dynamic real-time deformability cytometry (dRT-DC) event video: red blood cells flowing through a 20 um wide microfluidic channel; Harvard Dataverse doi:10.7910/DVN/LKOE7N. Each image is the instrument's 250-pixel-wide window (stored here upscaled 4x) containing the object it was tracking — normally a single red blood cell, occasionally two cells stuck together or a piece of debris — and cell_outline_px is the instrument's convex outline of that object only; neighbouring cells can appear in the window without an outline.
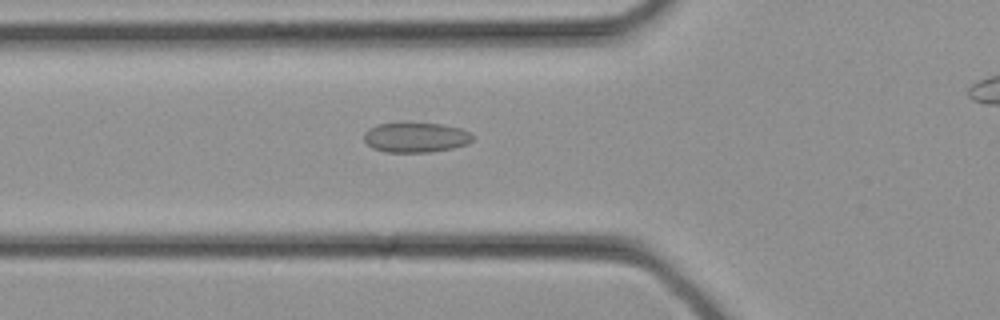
{"species": "common noctule bat (a hibernating species)", "species_latin": "Nyctalus noctula", "temperature_condition": "cold", "stored_images_in_passage": 22, "camera_frame_rate_fps": 3000, "um_per_image_px": 0.085, "animal": {"sex": "female", "body_mass_g": 21.9}, "frame": {"image": 1, "passage_image": 6, "time_ms": 1.667, "image_size_px": [1000, 320], "cell_outline_px": [[472, 140], [468, 144], [452, 148], [428, 152], [384, 152], [372, 148], [364, 140], [364, 132], [368, 128], [376, 124], [440, 124], [460, 128], [468, 132], [472, 136]], "centroid_in_image_um": [35.3, 11.69], "position_along_channel_um": 90.5, "area_um2": 18.67}}
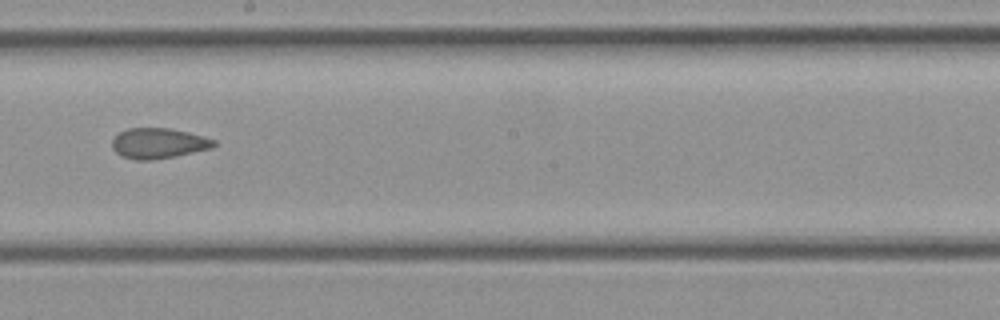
{"frame": {"image": 2, "passage_image": 13, "time_ms": 4.0, "image_size_px": [1000, 320], "cell_outline_px": [[216, 144], [212, 148], [176, 156], [152, 160], [136, 160], [120, 156], [112, 148], [112, 140], [120, 132], [128, 128], [168, 128], [188, 132], [204, 136], [216, 140]], "centroid_in_image_um": [13.47, 12.18], "position_along_channel_um": 234.7, "area_um2": 18.09}}
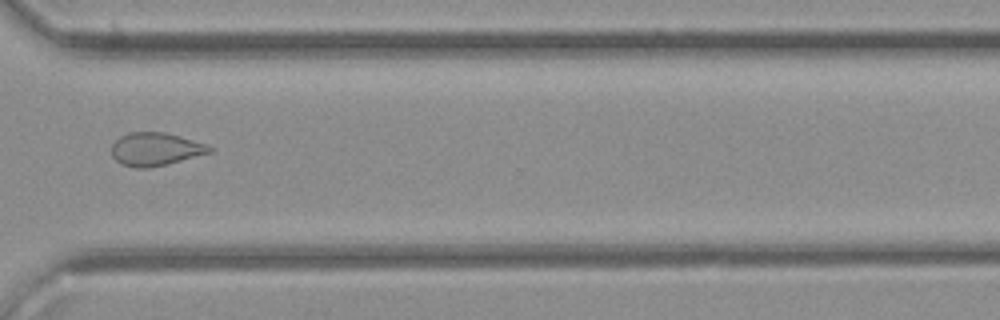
{"frame": {"image": 3, "passage_image": 19, "time_ms": 6.0, "image_size_px": [1000, 320], "cell_outline_px": [[216, 148], [212, 152], [148, 168], [136, 168], [120, 164], [112, 156], [112, 144], [120, 136], [128, 132], [164, 132], [180, 136], [208, 144]], "centroid_in_image_um": [13.22, 12.67], "position_along_channel_um": 357.4, "area_um2": 18.9}}